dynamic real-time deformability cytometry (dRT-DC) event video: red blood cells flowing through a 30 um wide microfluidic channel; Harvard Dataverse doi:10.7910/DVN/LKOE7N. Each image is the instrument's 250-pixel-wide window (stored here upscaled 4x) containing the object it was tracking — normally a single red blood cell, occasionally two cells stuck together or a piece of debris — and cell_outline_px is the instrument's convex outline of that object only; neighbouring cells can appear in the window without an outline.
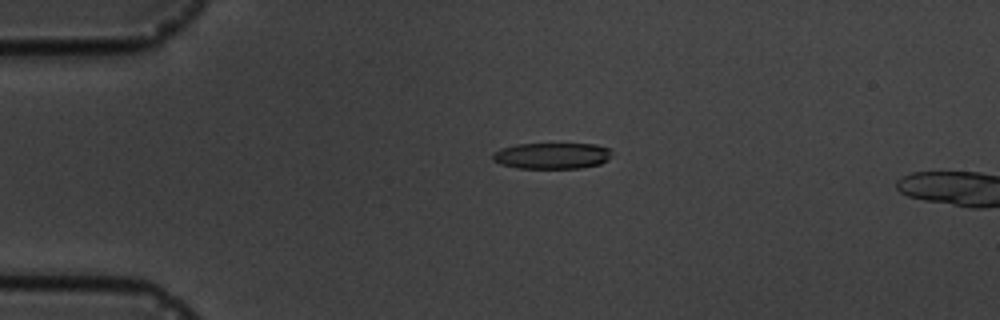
{"species": "common noctule bat (a hibernating species)", "species_latin": "Nyctalus noctula", "temperature_condition": "cold", "stored_images_in_passage": 6, "camera_frame_rate_fps": 3000, "um_per_image_px": 0.085, "animal": {"sex": "male", "body_mass_g": 19.5, "forearm_length_mm": 54.6}, "frame": {"image": 1, "passage_image": 5, "time_ms": 4.333, "image_size_px": [1000, 320], "cell_outline_px": [[612, 152], [608, 160], [600, 164], [580, 168], [516, 168], [500, 164], [492, 160], [492, 152], [500, 148], [516, 144], [596, 144], [608, 148]], "centroid_in_image_um": [46.88, 13.24], "position_along_channel_um": 38.1, "area_um2": 18.32}}